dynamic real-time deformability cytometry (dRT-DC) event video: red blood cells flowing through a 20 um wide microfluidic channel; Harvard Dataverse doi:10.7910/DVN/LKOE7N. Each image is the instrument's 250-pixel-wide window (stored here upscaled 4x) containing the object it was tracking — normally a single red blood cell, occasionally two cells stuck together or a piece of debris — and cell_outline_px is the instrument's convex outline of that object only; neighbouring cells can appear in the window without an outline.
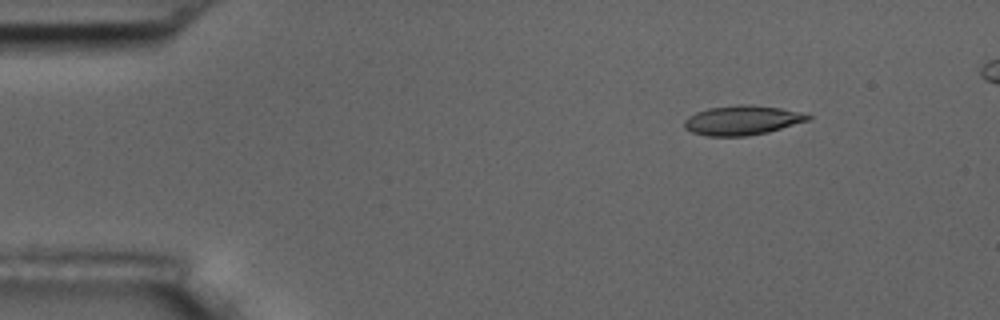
{"species": "common noctule bat (a hibernating species)", "species_latin": "Nyctalus noctula", "temperature_condition": "room temperature", "stored_images_in_passage": 4, "camera_frame_rate_fps": 3000, "um_per_image_px": 0.085, "animal": {"sex": "male", "body_mass_g": 17.5, "forearm_length_mm": 52.3}, "frame": {"image": 1, "passage_image": 1, "time_ms": 0.0, "image_size_px": [1000, 320], "cell_outline_px": [[812, 116], [808, 120], [768, 132], [744, 136], [708, 136], [692, 132], [684, 128], [684, 120], [688, 116], [696, 112], [708, 108], [740, 104], [752, 104], [780, 108], [800, 112]], "centroid_in_image_um": [63.05, 10.21], "position_along_channel_um": 22.0, "area_um2": 21.15}}
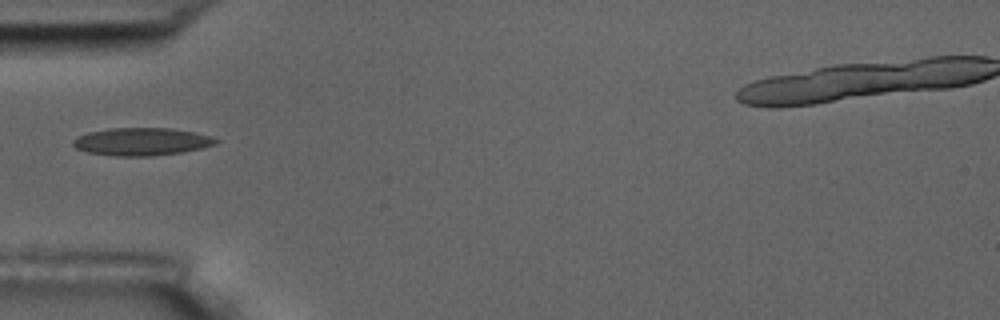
{"frame": {"image": 2, "passage_image": 4, "time_ms": 3.667, "image_size_px": [1000, 320], "cell_outline_px": [[220, 140], [216, 144], [184, 152], [148, 156], [116, 156], [88, 152], [76, 148], [72, 144], [72, 140], [76, 136], [88, 132], [108, 128], [172, 128], [212, 136]], "centroid_in_image_um": [12.02, 12.03], "position_along_channel_um": 73.0, "area_um2": 23.12}}